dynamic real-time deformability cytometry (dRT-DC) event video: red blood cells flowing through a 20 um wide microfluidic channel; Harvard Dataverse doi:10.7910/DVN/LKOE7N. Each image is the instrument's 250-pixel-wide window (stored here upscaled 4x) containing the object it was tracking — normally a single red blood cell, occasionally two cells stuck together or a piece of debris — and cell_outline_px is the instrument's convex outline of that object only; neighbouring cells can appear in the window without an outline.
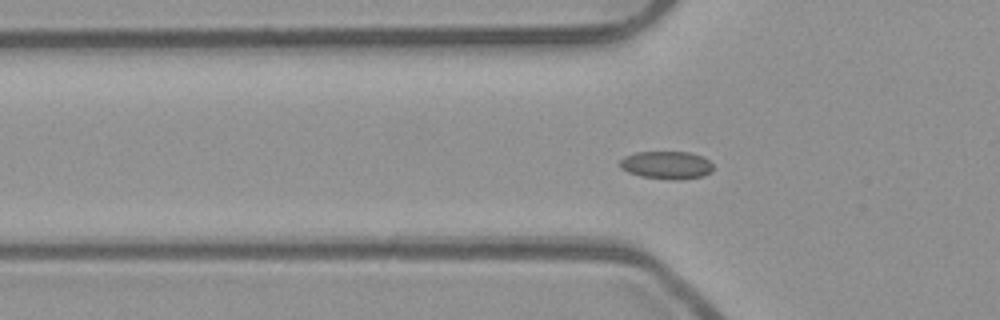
{"species": "common noctule bat (a hibernating species)", "species_latin": "Nyctalus noctula", "temperature_condition": "room temperature", "stored_images_in_passage": 54, "segment_of_instrument_passage": [1, 2], "camera_frame_rate_fps": 3000, "um_per_image_px": 0.085, "animal": {"sex": "male", "body_mass_g": 23.1, "forearm_length_mm": 52.7}, "frame": {"image": 1, "passage_image": 18, "time_ms": 5.667, "image_size_px": [1000, 320], "cell_outline_px": [[712, 172], [704, 176], [680, 180], [672, 180], [640, 176], [628, 172], [620, 168], [620, 160], [624, 156], [636, 152], [688, 152], [704, 156], [712, 164]], "centroid_in_image_um": [56.67, 14.04], "position_along_channel_um": 69.1, "area_um2": 15.32}}
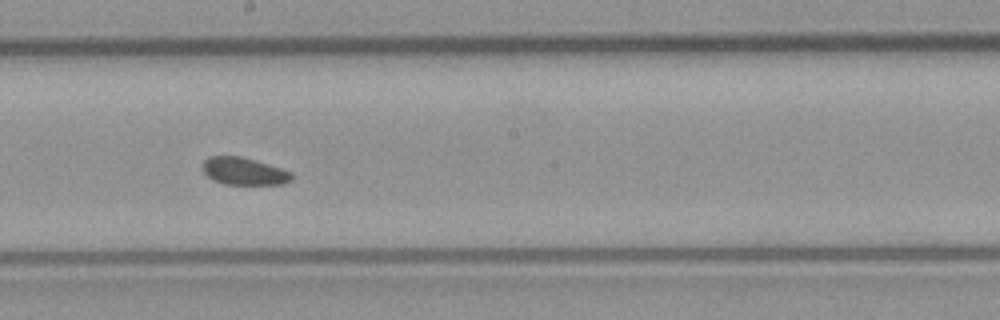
{"frame": {"image": 2, "passage_image": 30, "time_ms": 9.667, "image_size_px": [1000, 320], "cell_outline_px": [[292, 180], [284, 184], [224, 184], [212, 180], [204, 172], [204, 160], [208, 156], [240, 156], [256, 160], [292, 172]], "centroid_in_image_um": [20.75, 14.55], "position_along_channel_um": 227.5, "area_um2": 14.16}}
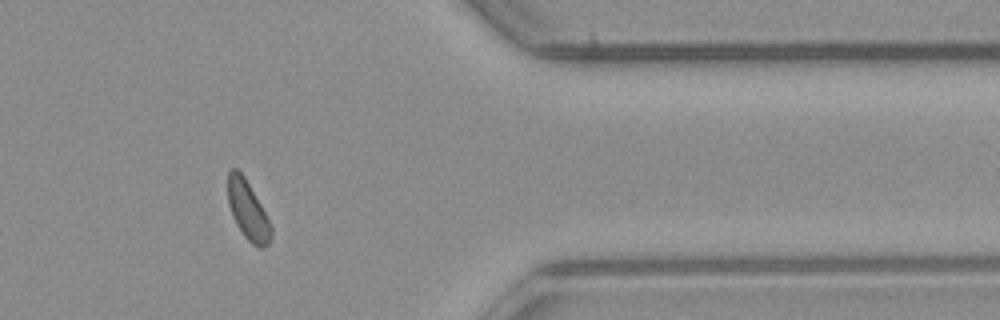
{"frame": {"image": 3, "passage_image": 44, "time_ms": 14.333, "image_size_px": [1000, 320], "cell_outline_px": [[272, 236], [268, 244], [260, 248], [252, 244], [244, 236], [236, 224], [232, 216], [228, 204], [228, 168], [236, 168], [244, 176], [260, 204], [272, 228]], "centroid_in_image_um": [21.04, 17.88], "position_along_channel_um": 390.4, "area_um2": 14.62}}